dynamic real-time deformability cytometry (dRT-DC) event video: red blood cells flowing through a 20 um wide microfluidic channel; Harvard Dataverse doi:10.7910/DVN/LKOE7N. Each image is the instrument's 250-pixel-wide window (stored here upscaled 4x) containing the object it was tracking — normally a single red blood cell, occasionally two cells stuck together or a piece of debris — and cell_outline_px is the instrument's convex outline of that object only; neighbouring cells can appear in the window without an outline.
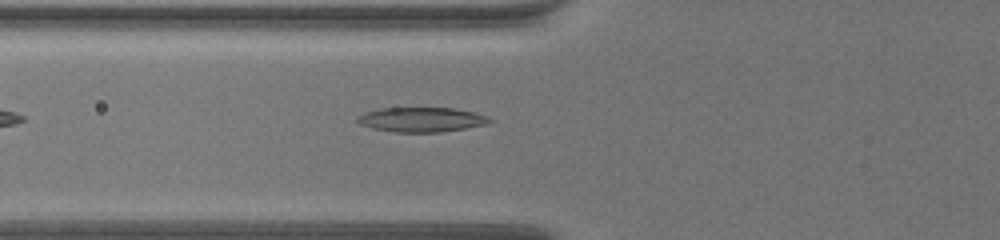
{"species": "common noctule bat (a hibernating species)", "species_latin": "Nyctalus noctula", "temperature_condition": "warm", "stored_images_in_passage": 46, "camera_frame_rate_fps": 3000, "um_per_image_px": 0.085, "animal": {"sex": "female", "body_mass_g": 19.5, "forearm_length_mm": 54.1}, "frame": {"image": 1, "passage_image": 4, "time_ms": 1.0, "image_size_px": [1000, 240], "cell_outline_px": [[492, 120], [484, 124], [464, 128], [440, 132], [392, 132], [372, 128], [360, 124], [356, 120], [356, 116], [364, 112], [380, 108], [452, 108], [472, 112], [488, 116]], "centroid_in_image_um": [35.75, 10.16], "position_along_channel_um": 90.1, "area_um2": 18.84}}
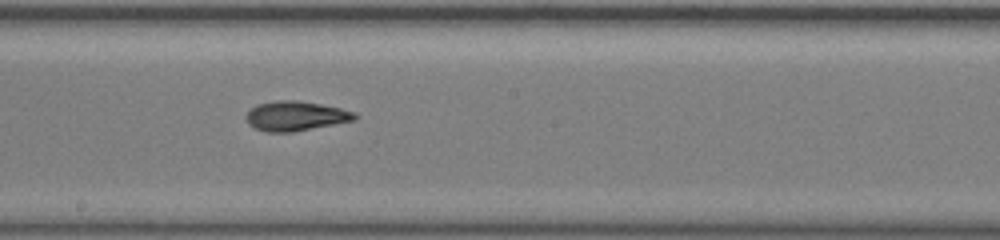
{"frame": {"image": 2, "passage_image": 17, "time_ms": 5.333, "image_size_px": [1000, 240], "cell_outline_px": [[360, 116], [356, 120], [292, 132], [268, 132], [256, 128], [248, 124], [248, 112], [256, 104], [276, 100], [296, 100], [320, 104], [340, 108], [356, 112]], "centroid_in_image_um": [25.18, 9.85], "position_along_channel_um": 223.0, "area_um2": 18.67}}
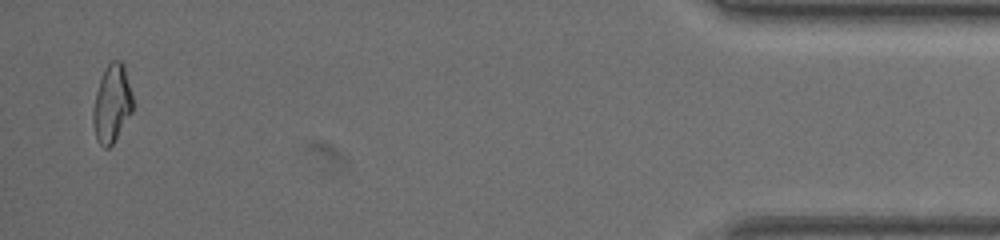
{"frame": {"image": 3, "passage_image": 44, "time_ms": 14.333, "image_size_px": [1000, 240], "cell_outline_px": [[132, 112], [112, 144], [108, 148], [104, 148], [96, 140], [92, 124], [92, 116], [96, 92], [104, 68], [112, 60], [120, 60], [124, 64], [132, 96]], "centroid_in_image_um": [9.49, 8.81], "position_along_channel_um": 425.7, "area_um2": 17.92}}